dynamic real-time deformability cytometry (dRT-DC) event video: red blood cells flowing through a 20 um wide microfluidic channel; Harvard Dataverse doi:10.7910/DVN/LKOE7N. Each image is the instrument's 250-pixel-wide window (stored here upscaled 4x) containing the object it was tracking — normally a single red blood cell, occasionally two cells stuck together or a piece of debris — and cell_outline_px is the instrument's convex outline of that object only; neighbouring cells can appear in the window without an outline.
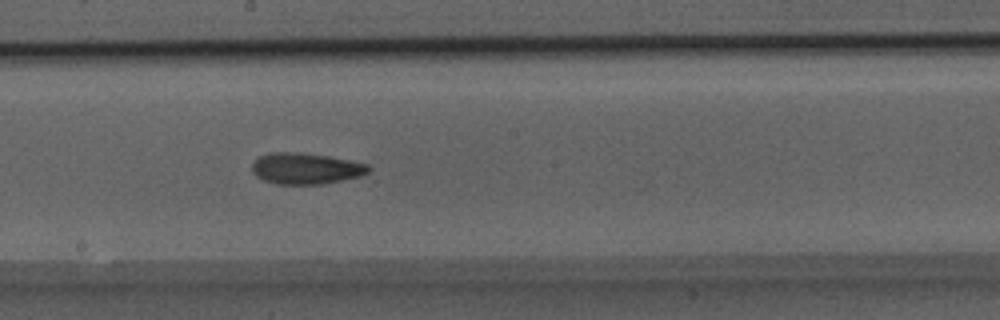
{"species": "Egyptian fruit bat (a non-hibernating species)", "species_latin": "Rousettus aegyptiacus", "temperature_condition": "room temperature", "stored_images_in_passage": 17, "camera_frame_rate_fps": 3000, "um_per_image_px": 0.085, "animal": {"sex": "male"}, "frame": {"image": 1, "passage_image": 17, "time_ms": 5.333, "image_size_px": [1000, 320], "cell_outline_px": [[372, 168], [368, 172], [360, 176], [320, 184], [276, 184], [264, 180], [256, 176], [252, 172], [252, 164], [260, 156], [268, 152], [292, 152], [328, 156], [368, 164]], "centroid_in_image_um": [25.97, 14.32], "position_along_channel_um": 222.2, "area_um2": 20.98}}